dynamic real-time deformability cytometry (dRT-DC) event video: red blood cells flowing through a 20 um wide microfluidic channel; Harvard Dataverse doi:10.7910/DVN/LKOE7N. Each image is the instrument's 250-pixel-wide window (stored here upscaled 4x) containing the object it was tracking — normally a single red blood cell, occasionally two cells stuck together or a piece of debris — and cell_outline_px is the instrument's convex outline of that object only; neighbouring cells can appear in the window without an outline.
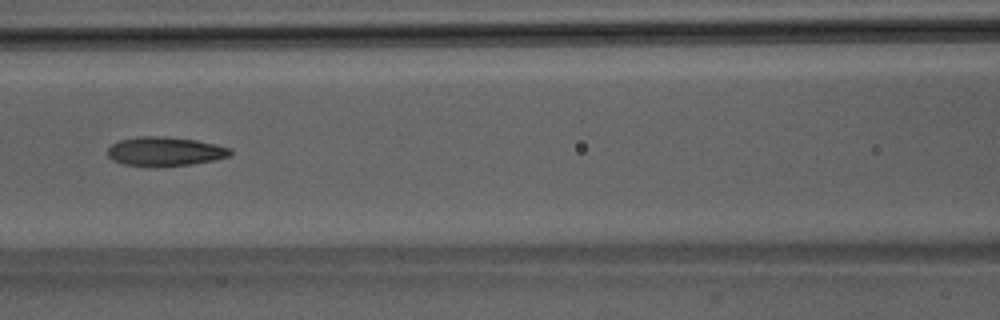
{"species": "Egyptian fruit bat (a non-hibernating species)", "species_latin": "Rousettus aegyptiacus", "temperature_condition": "room temperature", "stored_images_in_passage": 51, "camera_frame_rate_fps": 3000, "um_per_image_px": 0.085, "animal": {"sex": "male"}, "frame": {"image": 1, "passage_image": 23, "time_ms": 7.333, "image_size_px": [1000, 320], "cell_outline_px": [[232, 152], [228, 156], [216, 160], [192, 164], [156, 168], [152, 168], [124, 164], [112, 160], [108, 156], [108, 148], [112, 144], [120, 140], [136, 136], [164, 136], [196, 140], [232, 148]], "centroid_in_image_um": [14.01, 12.89], "position_along_channel_um": 152.6, "area_um2": 21.21}}
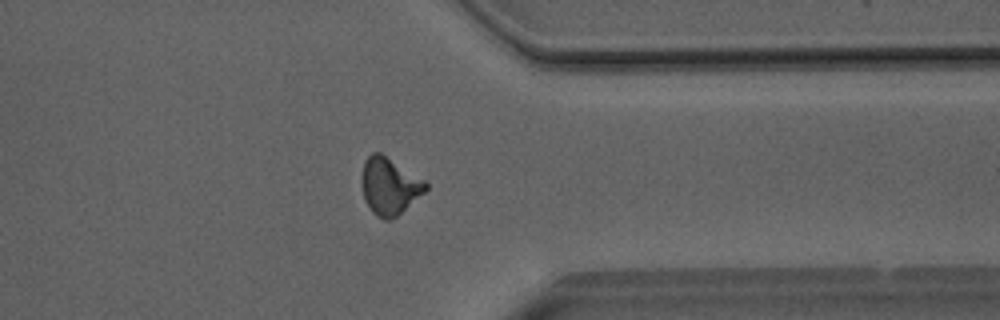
{"frame": {"image": 2, "passage_image": 40, "time_ms": 13.0, "image_size_px": [1000, 320], "cell_outline_px": [[428, 188], [424, 192], [396, 216], [388, 220], [384, 220], [376, 216], [372, 212], [364, 200], [360, 180], [364, 160], [372, 152], [380, 152], [424, 180], [428, 184]], "centroid_in_image_um": [33.05, 15.81], "position_along_channel_um": 378.3, "area_um2": 21.15}}
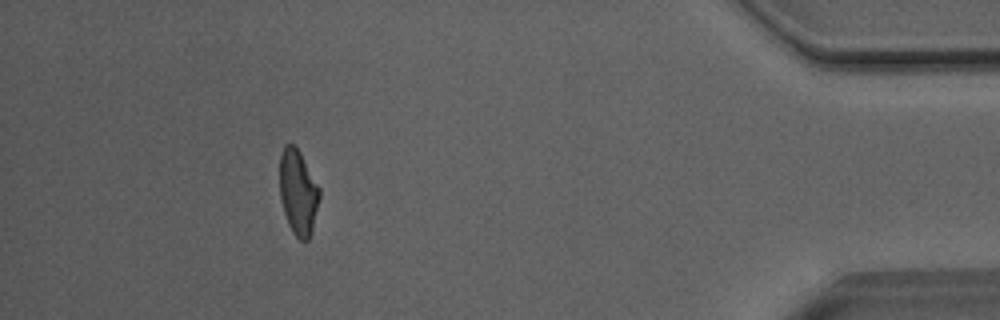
{"frame": {"image": 3, "passage_image": 46, "time_ms": 15.0, "image_size_px": [1000, 320], "cell_outline_px": [[320, 196], [312, 232], [308, 240], [300, 240], [292, 232], [288, 224], [280, 200], [280, 152], [284, 144], [292, 144], [300, 152], [320, 188]], "centroid_in_image_um": [25.33, 16.35], "position_along_channel_um": 409.9, "area_um2": 19.83}, "authors_computed_cell_mechanics": {"area_um2": 20.808, "velocity_mm_per_s": 4.0799, "shape_relaxation_time_tau1_ms": 9.3271, "shape_relaxation_time_tau2_ms": 2.5027, "deformation_change_tau1": 0.2201, "deformation_change_tau2": 0.1093}}